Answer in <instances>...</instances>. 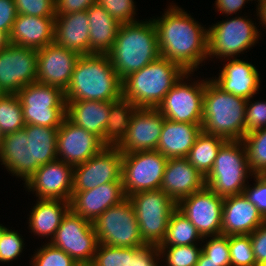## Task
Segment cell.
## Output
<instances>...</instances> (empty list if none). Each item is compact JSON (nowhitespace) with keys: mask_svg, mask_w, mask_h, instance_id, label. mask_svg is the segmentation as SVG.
I'll return each instance as SVG.
<instances>
[{"mask_svg":"<svg viewBox=\"0 0 266 266\" xmlns=\"http://www.w3.org/2000/svg\"><path fill=\"white\" fill-rule=\"evenodd\" d=\"M168 7L161 17L151 18L160 56L177 63L186 72L194 73L204 60H208V29L181 7Z\"/></svg>","mask_w":266,"mask_h":266,"instance_id":"cell-1","label":"cell"},{"mask_svg":"<svg viewBox=\"0 0 266 266\" xmlns=\"http://www.w3.org/2000/svg\"><path fill=\"white\" fill-rule=\"evenodd\" d=\"M121 97L122 80L109 55H81L65 90L66 101H116Z\"/></svg>","mask_w":266,"mask_h":266,"instance_id":"cell-2","label":"cell"},{"mask_svg":"<svg viewBox=\"0 0 266 266\" xmlns=\"http://www.w3.org/2000/svg\"><path fill=\"white\" fill-rule=\"evenodd\" d=\"M108 55L121 80L158 59L160 51L152 19L121 24Z\"/></svg>","mask_w":266,"mask_h":266,"instance_id":"cell-3","label":"cell"},{"mask_svg":"<svg viewBox=\"0 0 266 266\" xmlns=\"http://www.w3.org/2000/svg\"><path fill=\"white\" fill-rule=\"evenodd\" d=\"M186 73L177 63L160 56L122 80V97L137 108H157Z\"/></svg>","mask_w":266,"mask_h":266,"instance_id":"cell-4","label":"cell"},{"mask_svg":"<svg viewBox=\"0 0 266 266\" xmlns=\"http://www.w3.org/2000/svg\"><path fill=\"white\" fill-rule=\"evenodd\" d=\"M247 99L221 89L208 79L203 94L202 131L226 140H242L245 136Z\"/></svg>","mask_w":266,"mask_h":266,"instance_id":"cell-5","label":"cell"},{"mask_svg":"<svg viewBox=\"0 0 266 266\" xmlns=\"http://www.w3.org/2000/svg\"><path fill=\"white\" fill-rule=\"evenodd\" d=\"M252 178L242 140H227L219 149L212 170L205 177L206 187L223 198L243 193Z\"/></svg>","mask_w":266,"mask_h":266,"instance_id":"cell-6","label":"cell"},{"mask_svg":"<svg viewBox=\"0 0 266 266\" xmlns=\"http://www.w3.org/2000/svg\"><path fill=\"white\" fill-rule=\"evenodd\" d=\"M23 109L25 124L59 128L66 118L65 91L34 82L17 93Z\"/></svg>","mask_w":266,"mask_h":266,"instance_id":"cell-7","label":"cell"},{"mask_svg":"<svg viewBox=\"0 0 266 266\" xmlns=\"http://www.w3.org/2000/svg\"><path fill=\"white\" fill-rule=\"evenodd\" d=\"M128 198L143 241L159 246L165 238L168 221L177 209V203L161 189L136 192Z\"/></svg>","mask_w":266,"mask_h":266,"instance_id":"cell-8","label":"cell"},{"mask_svg":"<svg viewBox=\"0 0 266 266\" xmlns=\"http://www.w3.org/2000/svg\"><path fill=\"white\" fill-rule=\"evenodd\" d=\"M246 17L233 16L208 28V58H237V55L255 46L261 34L256 23Z\"/></svg>","mask_w":266,"mask_h":266,"instance_id":"cell-9","label":"cell"},{"mask_svg":"<svg viewBox=\"0 0 266 266\" xmlns=\"http://www.w3.org/2000/svg\"><path fill=\"white\" fill-rule=\"evenodd\" d=\"M98 242L113 247H142L134 208L128 197L105 210L93 222Z\"/></svg>","mask_w":266,"mask_h":266,"instance_id":"cell-10","label":"cell"},{"mask_svg":"<svg viewBox=\"0 0 266 266\" xmlns=\"http://www.w3.org/2000/svg\"><path fill=\"white\" fill-rule=\"evenodd\" d=\"M191 74L193 72H187L183 75L157 106L156 109L165 119L182 123L202 124L203 94L207 78L192 82L189 78ZM185 80L191 81V83H186Z\"/></svg>","mask_w":266,"mask_h":266,"instance_id":"cell-11","label":"cell"},{"mask_svg":"<svg viewBox=\"0 0 266 266\" xmlns=\"http://www.w3.org/2000/svg\"><path fill=\"white\" fill-rule=\"evenodd\" d=\"M167 161L157 150L123 154L121 180L125 196L160 189Z\"/></svg>","mask_w":266,"mask_h":266,"instance_id":"cell-12","label":"cell"},{"mask_svg":"<svg viewBox=\"0 0 266 266\" xmlns=\"http://www.w3.org/2000/svg\"><path fill=\"white\" fill-rule=\"evenodd\" d=\"M78 264H90L99 245L92 222L74 213L71 209L64 216L51 241Z\"/></svg>","mask_w":266,"mask_h":266,"instance_id":"cell-13","label":"cell"},{"mask_svg":"<svg viewBox=\"0 0 266 266\" xmlns=\"http://www.w3.org/2000/svg\"><path fill=\"white\" fill-rule=\"evenodd\" d=\"M224 198L208 187L182 198L177 209L187 217L206 240L222 234V208ZM205 238V239H204Z\"/></svg>","mask_w":266,"mask_h":266,"instance_id":"cell-14","label":"cell"},{"mask_svg":"<svg viewBox=\"0 0 266 266\" xmlns=\"http://www.w3.org/2000/svg\"><path fill=\"white\" fill-rule=\"evenodd\" d=\"M123 153L117 147L105 146L83 164L74 166L73 192L96 188L107 182H122Z\"/></svg>","mask_w":266,"mask_h":266,"instance_id":"cell-15","label":"cell"},{"mask_svg":"<svg viewBox=\"0 0 266 266\" xmlns=\"http://www.w3.org/2000/svg\"><path fill=\"white\" fill-rule=\"evenodd\" d=\"M36 78L37 49L11 44L0 49V87L6 94H16Z\"/></svg>","mask_w":266,"mask_h":266,"instance_id":"cell-16","label":"cell"},{"mask_svg":"<svg viewBox=\"0 0 266 266\" xmlns=\"http://www.w3.org/2000/svg\"><path fill=\"white\" fill-rule=\"evenodd\" d=\"M74 167L60 160L40 166L24 184L38 199L70 201L73 192Z\"/></svg>","mask_w":266,"mask_h":266,"instance_id":"cell-17","label":"cell"},{"mask_svg":"<svg viewBox=\"0 0 266 266\" xmlns=\"http://www.w3.org/2000/svg\"><path fill=\"white\" fill-rule=\"evenodd\" d=\"M105 145L94 134L65 118L58 128L57 159L71 166L83 164Z\"/></svg>","mask_w":266,"mask_h":266,"instance_id":"cell-18","label":"cell"},{"mask_svg":"<svg viewBox=\"0 0 266 266\" xmlns=\"http://www.w3.org/2000/svg\"><path fill=\"white\" fill-rule=\"evenodd\" d=\"M80 56L55 42L37 49L36 82L55 86L65 91L70 84L76 62Z\"/></svg>","mask_w":266,"mask_h":266,"instance_id":"cell-19","label":"cell"},{"mask_svg":"<svg viewBox=\"0 0 266 266\" xmlns=\"http://www.w3.org/2000/svg\"><path fill=\"white\" fill-rule=\"evenodd\" d=\"M164 116L156 108H137L128 132L117 148L123 153L156 150Z\"/></svg>","mask_w":266,"mask_h":266,"instance_id":"cell-20","label":"cell"},{"mask_svg":"<svg viewBox=\"0 0 266 266\" xmlns=\"http://www.w3.org/2000/svg\"><path fill=\"white\" fill-rule=\"evenodd\" d=\"M125 198L122 182H107L90 190L72 192L70 209L93 223L105 210Z\"/></svg>","mask_w":266,"mask_h":266,"instance_id":"cell-21","label":"cell"},{"mask_svg":"<svg viewBox=\"0 0 266 266\" xmlns=\"http://www.w3.org/2000/svg\"><path fill=\"white\" fill-rule=\"evenodd\" d=\"M266 219L244 193L224 198L222 208V235H250Z\"/></svg>","mask_w":266,"mask_h":266,"instance_id":"cell-22","label":"cell"},{"mask_svg":"<svg viewBox=\"0 0 266 266\" xmlns=\"http://www.w3.org/2000/svg\"><path fill=\"white\" fill-rule=\"evenodd\" d=\"M205 186V177L186 158L168 159L160 189L176 203Z\"/></svg>","mask_w":266,"mask_h":266,"instance_id":"cell-23","label":"cell"},{"mask_svg":"<svg viewBox=\"0 0 266 266\" xmlns=\"http://www.w3.org/2000/svg\"><path fill=\"white\" fill-rule=\"evenodd\" d=\"M212 80L225 92L245 99L257 94L260 87V73L256 67L243 59H227V63Z\"/></svg>","mask_w":266,"mask_h":266,"instance_id":"cell-24","label":"cell"},{"mask_svg":"<svg viewBox=\"0 0 266 266\" xmlns=\"http://www.w3.org/2000/svg\"><path fill=\"white\" fill-rule=\"evenodd\" d=\"M55 17L18 14L9 35V44L34 49L54 42Z\"/></svg>","mask_w":266,"mask_h":266,"instance_id":"cell-25","label":"cell"},{"mask_svg":"<svg viewBox=\"0 0 266 266\" xmlns=\"http://www.w3.org/2000/svg\"><path fill=\"white\" fill-rule=\"evenodd\" d=\"M87 11L55 16L54 42L79 55H90Z\"/></svg>","mask_w":266,"mask_h":266,"instance_id":"cell-26","label":"cell"},{"mask_svg":"<svg viewBox=\"0 0 266 266\" xmlns=\"http://www.w3.org/2000/svg\"><path fill=\"white\" fill-rule=\"evenodd\" d=\"M201 125L164 119L156 150L168 159L186 158L202 131Z\"/></svg>","mask_w":266,"mask_h":266,"instance_id":"cell-27","label":"cell"},{"mask_svg":"<svg viewBox=\"0 0 266 266\" xmlns=\"http://www.w3.org/2000/svg\"><path fill=\"white\" fill-rule=\"evenodd\" d=\"M0 162L8 172L22 178L25 184L31 177L30 137L24 129L4 135Z\"/></svg>","mask_w":266,"mask_h":266,"instance_id":"cell-28","label":"cell"},{"mask_svg":"<svg viewBox=\"0 0 266 266\" xmlns=\"http://www.w3.org/2000/svg\"><path fill=\"white\" fill-rule=\"evenodd\" d=\"M113 101H66V118L97 136L104 144V131Z\"/></svg>","mask_w":266,"mask_h":266,"instance_id":"cell-29","label":"cell"},{"mask_svg":"<svg viewBox=\"0 0 266 266\" xmlns=\"http://www.w3.org/2000/svg\"><path fill=\"white\" fill-rule=\"evenodd\" d=\"M29 211L28 229L39 237H54L64 216L70 210V201L59 199H37Z\"/></svg>","mask_w":266,"mask_h":266,"instance_id":"cell-30","label":"cell"},{"mask_svg":"<svg viewBox=\"0 0 266 266\" xmlns=\"http://www.w3.org/2000/svg\"><path fill=\"white\" fill-rule=\"evenodd\" d=\"M86 11L90 25V54H108L112 50L121 23L98 3L91 5Z\"/></svg>","mask_w":266,"mask_h":266,"instance_id":"cell-31","label":"cell"},{"mask_svg":"<svg viewBox=\"0 0 266 266\" xmlns=\"http://www.w3.org/2000/svg\"><path fill=\"white\" fill-rule=\"evenodd\" d=\"M23 129L30 137L32 176L40 166L57 160L58 128L25 124Z\"/></svg>","mask_w":266,"mask_h":266,"instance_id":"cell-32","label":"cell"},{"mask_svg":"<svg viewBox=\"0 0 266 266\" xmlns=\"http://www.w3.org/2000/svg\"><path fill=\"white\" fill-rule=\"evenodd\" d=\"M137 107L121 97L110 104L108 121L104 131V145L117 147L126 137L134 111Z\"/></svg>","mask_w":266,"mask_h":266,"instance_id":"cell-33","label":"cell"},{"mask_svg":"<svg viewBox=\"0 0 266 266\" xmlns=\"http://www.w3.org/2000/svg\"><path fill=\"white\" fill-rule=\"evenodd\" d=\"M226 141L220 136L201 131L186 159L206 177L213 168L219 149Z\"/></svg>","mask_w":266,"mask_h":266,"instance_id":"cell-34","label":"cell"},{"mask_svg":"<svg viewBox=\"0 0 266 266\" xmlns=\"http://www.w3.org/2000/svg\"><path fill=\"white\" fill-rule=\"evenodd\" d=\"M204 241L197 228L176 209L168 221L167 232L159 246H181Z\"/></svg>","mask_w":266,"mask_h":266,"instance_id":"cell-35","label":"cell"},{"mask_svg":"<svg viewBox=\"0 0 266 266\" xmlns=\"http://www.w3.org/2000/svg\"><path fill=\"white\" fill-rule=\"evenodd\" d=\"M246 148L248 165L253 175L266 174V127L245 134L242 139Z\"/></svg>","mask_w":266,"mask_h":266,"instance_id":"cell-36","label":"cell"},{"mask_svg":"<svg viewBox=\"0 0 266 266\" xmlns=\"http://www.w3.org/2000/svg\"><path fill=\"white\" fill-rule=\"evenodd\" d=\"M23 109L17 94H5L0 98V130L5 134L23 129Z\"/></svg>","mask_w":266,"mask_h":266,"instance_id":"cell-37","label":"cell"},{"mask_svg":"<svg viewBox=\"0 0 266 266\" xmlns=\"http://www.w3.org/2000/svg\"><path fill=\"white\" fill-rule=\"evenodd\" d=\"M198 245L158 246L159 258L166 263L162 266H196L202 252Z\"/></svg>","mask_w":266,"mask_h":266,"instance_id":"cell-38","label":"cell"},{"mask_svg":"<svg viewBox=\"0 0 266 266\" xmlns=\"http://www.w3.org/2000/svg\"><path fill=\"white\" fill-rule=\"evenodd\" d=\"M132 247H113L99 243L93 266H130Z\"/></svg>","mask_w":266,"mask_h":266,"instance_id":"cell-39","label":"cell"},{"mask_svg":"<svg viewBox=\"0 0 266 266\" xmlns=\"http://www.w3.org/2000/svg\"><path fill=\"white\" fill-rule=\"evenodd\" d=\"M231 266H257L250 235L229 236Z\"/></svg>","mask_w":266,"mask_h":266,"instance_id":"cell-40","label":"cell"},{"mask_svg":"<svg viewBox=\"0 0 266 266\" xmlns=\"http://www.w3.org/2000/svg\"><path fill=\"white\" fill-rule=\"evenodd\" d=\"M30 265L32 266H77L78 263L63 250L54 247L49 242L34 252Z\"/></svg>","mask_w":266,"mask_h":266,"instance_id":"cell-41","label":"cell"},{"mask_svg":"<svg viewBox=\"0 0 266 266\" xmlns=\"http://www.w3.org/2000/svg\"><path fill=\"white\" fill-rule=\"evenodd\" d=\"M18 231L5 228L0 236V262L8 263L22 254L24 240Z\"/></svg>","mask_w":266,"mask_h":266,"instance_id":"cell-42","label":"cell"},{"mask_svg":"<svg viewBox=\"0 0 266 266\" xmlns=\"http://www.w3.org/2000/svg\"><path fill=\"white\" fill-rule=\"evenodd\" d=\"M97 3L121 24L139 21L135 18L134 0H97Z\"/></svg>","mask_w":266,"mask_h":266,"instance_id":"cell-43","label":"cell"},{"mask_svg":"<svg viewBox=\"0 0 266 266\" xmlns=\"http://www.w3.org/2000/svg\"><path fill=\"white\" fill-rule=\"evenodd\" d=\"M253 98H248L246 102L245 134L266 127V101L253 102L251 101Z\"/></svg>","mask_w":266,"mask_h":266,"instance_id":"cell-44","label":"cell"},{"mask_svg":"<svg viewBox=\"0 0 266 266\" xmlns=\"http://www.w3.org/2000/svg\"><path fill=\"white\" fill-rule=\"evenodd\" d=\"M17 13L39 17H55V0H14Z\"/></svg>","mask_w":266,"mask_h":266,"instance_id":"cell-45","label":"cell"},{"mask_svg":"<svg viewBox=\"0 0 266 266\" xmlns=\"http://www.w3.org/2000/svg\"><path fill=\"white\" fill-rule=\"evenodd\" d=\"M202 252L214 262H230L229 236H211L202 246Z\"/></svg>","mask_w":266,"mask_h":266,"instance_id":"cell-46","label":"cell"},{"mask_svg":"<svg viewBox=\"0 0 266 266\" xmlns=\"http://www.w3.org/2000/svg\"><path fill=\"white\" fill-rule=\"evenodd\" d=\"M254 187L247 185L243 191L247 199L255 205L262 216L266 219V174L265 175H253ZM252 186V187H250Z\"/></svg>","mask_w":266,"mask_h":266,"instance_id":"cell-47","label":"cell"},{"mask_svg":"<svg viewBox=\"0 0 266 266\" xmlns=\"http://www.w3.org/2000/svg\"><path fill=\"white\" fill-rule=\"evenodd\" d=\"M158 246L146 244L142 247H132V259L130 266H162L159 265Z\"/></svg>","mask_w":266,"mask_h":266,"instance_id":"cell-48","label":"cell"},{"mask_svg":"<svg viewBox=\"0 0 266 266\" xmlns=\"http://www.w3.org/2000/svg\"><path fill=\"white\" fill-rule=\"evenodd\" d=\"M17 15L14 0H0V30L8 37L12 31Z\"/></svg>","mask_w":266,"mask_h":266,"instance_id":"cell-49","label":"cell"},{"mask_svg":"<svg viewBox=\"0 0 266 266\" xmlns=\"http://www.w3.org/2000/svg\"><path fill=\"white\" fill-rule=\"evenodd\" d=\"M257 265L266 261V221L250 234Z\"/></svg>","mask_w":266,"mask_h":266,"instance_id":"cell-50","label":"cell"},{"mask_svg":"<svg viewBox=\"0 0 266 266\" xmlns=\"http://www.w3.org/2000/svg\"><path fill=\"white\" fill-rule=\"evenodd\" d=\"M97 0H55V15L86 11Z\"/></svg>","mask_w":266,"mask_h":266,"instance_id":"cell-51","label":"cell"},{"mask_svg":"<svg viewBox=\"0 0 266 266\" xmlns=\"http://www.w3.org/2000/svg\"><path fill=\"white\" fill-rule=\"evenodd\" d=\"M251 0H216L215 7L218 12L226 14L227 16L238 13L242 10L245 3Z\"/></svg>","mask_w":266,"mask_h":266,"instance_id":"cell-52","label":"cell"},{"mask_svg":"<svg viewBox=\"0 0 266 266\" xmlns=\"http://www.w3.org/2000/svg\"><path fill=\"white\" fill-rule=\"evenodd\" d=\"M196 266H231L230 262H214L201 252Z\"/></svg>","mask_w":266,"mask_h":266,"instance_id":"cell-53","label":"cell"},{"mask_svg":"<svg viewBox=\"0 0 266 266\" xmlns=\"http://www.w3.org/2000/svg\"><path fill=\"white\" fill-rule=\"evenodd\" d=\"M257 15L259 17V23L264 27H266V0H261L256 6Z\"/></svg>","mask_w":266,"mask_h":266,"instance_id":"cell-54","label":"cell"},{"mask_svg":"<svg viewBox=\"0 0 266 266\" xmlns=\"http://www.w3.org/2000/svg\"><path fill=\"white\" fill-rule=\"evenodd\" d=\"M9 44V37L0 30V49H3Z\"/></svg>","mask_w":266,"mask_h":266,"instance_id":"cell-55","label":"cell"},{"mask_svg":"<svg viewBox=\"0 0 266 266\" xmlns=\"http://www.w3.org/2000/svg\"><path fill=\"white\" fill-rule=\"evenodd\" d=\"M3 139H4V134L0 130V149H1V146H2Z\"/></svg>","mask_w":266,"mask_h":266,"instance_id":"cell-56","label":"cell"},{"mask_svg":"<svg viewBox=\"0 0 266 266\" xmlns=\"http://www.w3.org/2000/svg\"><path fill=\"white\" fill-rule=\"evenodd\" d=\"M5 228H6V226L0 224V236H1V234H2V232H3V230H4Z\"/></svg>","mask_w":266,"mask_h":266,"instance_id":"cell-57","label":"cell"},{"mask_svg":"<svg viewBox=\"0 0 266 266\" xmlns=\"http://www.w3.org/2000/svg\"><path fill=\"white\" fill-rule=\"evenodd\" d=\"M6 93L3 91V89L0 87V98L3 97Z\"/></svg>","mask_w":266,"mask_h":266,"instance_id":"cell-58","label":"cell"},{"mask_svg":"<svg viewBox=\"0 0 266 266\" xmlns=\"http://www.w3.org/2000/svg\"><path fill=\"white\" fill-rule=\"evenodd\" d=\"M77 266H93V265L90 263V264H78Z\"/></svg>","mask_w":266,"mask_h":266,"instance_id":"cell-59","label":"cell"},{"mask_svg":"<svg viewBox=\"0 0 266 266\" xmlns=\"http://www.w3.org/2000/svg\"><path fill=\"white\" fill-rule=\"evenodd\" d=\"M257 266H266V261L261 262L260 264H258Z\"/></svg>","mask_w":266,"mask_h":266,"instance_id":"cell-60","label":"cell"}]
</instances>
